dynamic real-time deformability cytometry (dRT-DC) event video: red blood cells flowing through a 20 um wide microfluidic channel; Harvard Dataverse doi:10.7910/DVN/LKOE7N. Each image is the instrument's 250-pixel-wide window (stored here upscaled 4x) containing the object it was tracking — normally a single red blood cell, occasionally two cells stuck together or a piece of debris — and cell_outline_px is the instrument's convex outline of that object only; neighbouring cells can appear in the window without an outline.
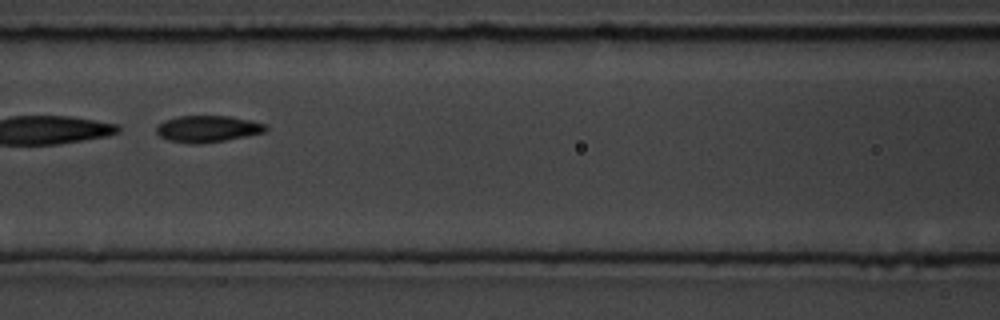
{"species": "common noctule bat (a hibernating species)", "species_latin": "Nyctalus noctula", "temperature_condition": "room temperature", "stored_images_in_passage": 55, "camera_frame_rate_fps": 3000, "um_per_image_px": 0.085, "animal": {"sex": "male", "body_mass_g": 19.5, "forearm_length_mm": 54.6}, "frame": {"image": 1, "passage_image": 25, "time_ms": 8.0, "image_size_px": [1000, 320], "cell_outline_px": [[268, 128], [264, 132], [224, 140], [200, 144], [188, 144], [168, 140], [160, 136], [156, 132], [156, 128], [164, 120], [176, 116], [232, 116], [264, 124]], "centroid_in_image_um": [17.6, 10.95], "position_along_channel_um": 149.0, "area_um2": 16.82}}